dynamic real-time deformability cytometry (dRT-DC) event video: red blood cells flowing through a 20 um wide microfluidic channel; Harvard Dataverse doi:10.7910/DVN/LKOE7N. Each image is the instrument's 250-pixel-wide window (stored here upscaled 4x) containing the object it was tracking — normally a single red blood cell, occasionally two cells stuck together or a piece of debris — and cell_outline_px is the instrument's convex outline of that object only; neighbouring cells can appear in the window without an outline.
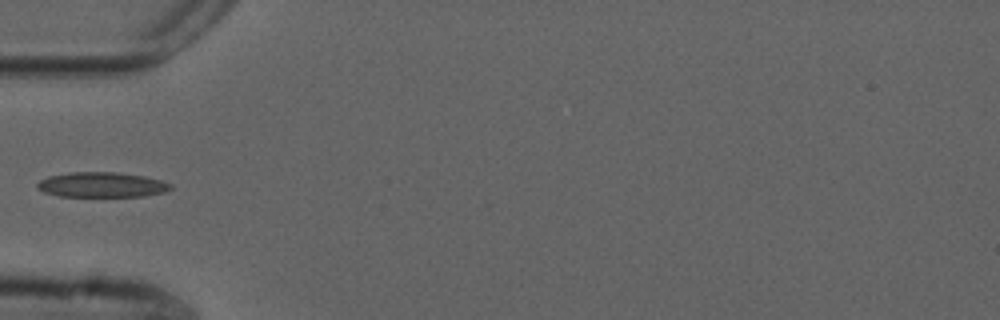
{"species": "common noctule bat (a hibernating species)", "species_latin": "Nyctalus noctula", "temperature_condition": "cold", "stored_images_in_passage": 35, "camera_frame_rate_fps": 3000, "um_per_image_px": 0.085, "animal": {"sex": "male", "forearm_length_mm": 52.5}, "frame": {"image": 1, "passage_image": 1, "time_ms": 0.0, "image_size_px": [1000, 320], "cell_outline_px": [[172, 188], [164, 192], [144, 196], [60, 196], [44, 192], [36, 188], [36, 184], [40, 180], [48, 176], [68, 172], [116, 172], [144, 176], [160, 180], [172, 184]], "centroid_in_image_um": [8.63, 15.7], "position_along_channel_um": 76.4, "area_um2": 19.48}}
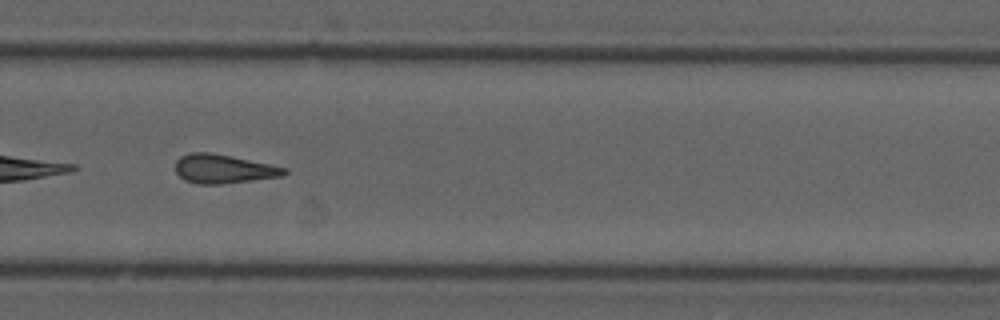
{"frame": {"image": 2, "passage_image": 20, "time_ms": 6.333, "image_size_px": [1000, 320], "cell_outline_px": [[288, 172], [280, 176], [220, 184], [196, 184], [184, 180], [176, 172], [176, 160], [180, 156], [192, 152], [208, 152], [232, 156], [288, 168]], "centroid_in_image_um": [18.96, 14.35], "position_along_channel_um": 310.8, "area_um2": 18.21}}